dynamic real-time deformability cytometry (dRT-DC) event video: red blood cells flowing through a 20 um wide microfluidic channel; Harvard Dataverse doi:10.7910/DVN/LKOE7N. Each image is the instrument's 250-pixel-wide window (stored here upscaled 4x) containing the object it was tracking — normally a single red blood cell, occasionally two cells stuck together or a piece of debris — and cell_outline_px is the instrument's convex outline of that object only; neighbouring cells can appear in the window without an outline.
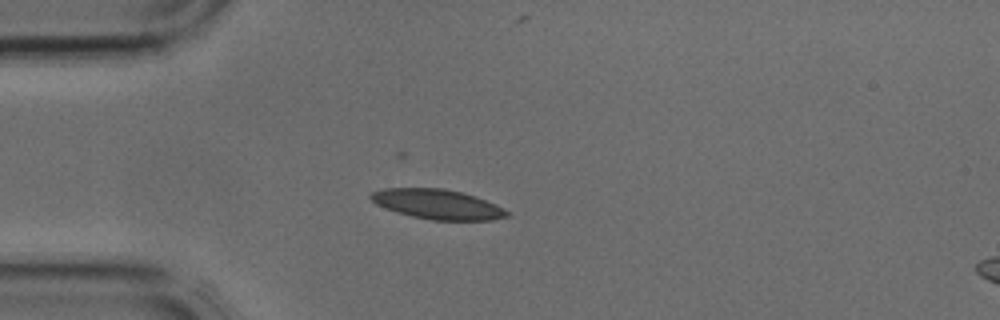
{"species": "common noctule bat (a hibernating species)", "species_latin": "Nyctalus noctula", "temperature_condition": "cold", "stored_images_in_passage": 5, "camera_frame_rate_fps": 3000, "um_per_image_px": 0.085, "animal": {"sex": "male", "body_mass_g": 17.9, "forearm_length_mm": 54.2}, "frame": {"image": 1, "passage_image": 4, "time_ms": 1.0, "image_size_px": [1000, 320], "cell_outline_px": [[508, 216], [492, 220], [432, 220], [412, 216], [376, 204], [368, 196], [372, 192], [384, 188], [444, 188], [476, 196], [496, 204], [504, 208], [508, 212]], "centroid_in_image_um": [37.21, 17.35], "position_along_channel_um": 47.8, "area_um2": 23.41}}